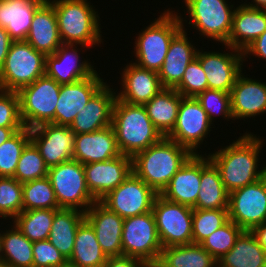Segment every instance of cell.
I'll use <instances>...</instances> for the list:
<instances>
[{"label": "cell", "instance_id": "1", "mask_svg": "<svg viewBox=\"0 0 266 267\" xmlns=\"http://www.w3.org/2000/svg\"><path fill=\"white\" fill-rule=\"evenodd\" d=\"M262 143L255 135L246 133L224 149L208 155L229 193L265 176L266 165L257 171Z\"/></svg>", "mask_w": 266, "mask_h": 267}, {"label": "cell", "instance_id": "2", "mask_svg": "<svg viewBox=\"0 0 266 267\" xmlns=\"http://www.w3.org/2000/svg\"><path fill=\"white\" fill-rule=\"evenodd\" d=\"M192 155L186 147L163 137L132 157V172L157 194H161Z\"/></svg>", "mask_w": 266, "mask_h": 267}, {"label": "cell", "instance_id": "3", "mask_svg": "<svg viewBox=\"0 0 266 267\" xmlns=\"http://www.w3.org/2000/svg\"><path fill=\"white\" fill-rule=\"evenodd\" d=\"M111 125L120 153L131 158L164 137L153 125L143 105L128 104L117 98Z\"/></svg>", "mask_w": 266, "mask_h": 267}, {"label": "cell", "instance_id": "4", "mask_svg": "<svg viewBox=\"0 0 266 267\" xmlns=\"http://www.w3.org/2000/svg\"><path fill=\"white\" fill-rule=\"evenodd\" d=\"M50 2L55 9L59 36L63 44H80L83 47H90L101 42L99 16L87 0H53Z\"/></svg>", "mask_w": 266, "mask_h": 267}, {"label": "cell", "instance_id": "5", "mask_svg": "<svg viewBox=\"0 0 266 267\" xmlns=\"http://www.w3.org/2000/svg\"><path fill=\"white\" fill-rule=\"evenodd\" d=\"M161 14L135 41V64L156 72L163 65L172 38L182 29L180 16L169 9Z\"/></svg>", "mask_w": 266, "mask_h": 267}, {"label": "cell", "instance_id": "6", "mask_svg": "<svg viewBox=\"0 0 266 267\" xmlns=\"http://www.w3.org/2000/svg\"><path fill=\"white\" fill-rule=\"evenodd\" d=\"M45 57L27 41H13L0 68V89L18 92L45 75Z\"/></svg>", "mask_w": 266, "mask_h": 267}, {"label": "cell", "instance_id": "7", "mask_svg": "<svg viewBox=\"0 0 266 267\" xmlns=\"http://www.w3.org/2000/svg\"><path fill=\"white\" fill-rule=\"evenodd\" d=\"M60 88L61 84L43 75L17 92L24 127L32 129L46 123L55 124Z\"/></svg>", "mask_w": 266, "mask_h": 267}, {"label": "cell", "instance_id": "8", "mask_svg": "<svg viewBox=\"0 0 266 267\" xmlns=\"http://www.w3.org/2000/svg\"><path fill=\"white\" fill-rule=\"evenodd\" d=\"M48 177L59 208L79 210L83 207L81 210L86 212L96 202L87 188L84 167L80 162L72 159L52 166Z\"/></svg>", "mask_w": 266, "mask_h": 267}, {"label": "cell", "instance_id": "9", "mask_svg": "<svg viewBox=\"0 0 266 267\" xmlns=\"http://www.w3.org/2000/svg\"><path fill=\"white\" fill-rule=\"evenodd\" d=\"M162 248L152 211L124 219L123 255L139 259L146 265H154Z\"/></svg>", "mask_w": 266, "mask_h": 267}, {"label": "cell", "instance_id": "10", "mask_svg": "<svg viewBox=\"0 0 266 267\" xmlns=\"http://www.w3.org/2000/svg\"><path fill=\"white\" fill-rule=\"evenodd\" d=\"M152 213L163 248L193 243V208L169 201L158 194Z\"/></svg>", "mask_w": 266, "mask_h": 267}, {"label": "cell", "instance_id": "11", "mask_svg": "<svg viewBox=\"0 0 266 267\" xmlns=\"http://www.w3.org/2000/svg\"><path fill=\"white\" fill-rule=\"evenodd\" d=\"M228 215L243 231H251L266 221V174L229 193Z\"/></svg>", "mask_w": 266, "mask_h": 267}, {"label": "cell", "instance_id": "12", "mask_svg": "<svg viewBox=\"0 0 266 267\" xmlns=\"http://www.w3.org/2000/svg\"><path fill=\"white\" fill-rule=\"evenodd\" d=\"M190 14L189 24L201 35L226 44L232 28L233 5L225 0H184Z\"/></svg>", "mask_w": 266, "mask_h": 267}, {"label": "cell", "instance_id": "13", "mask_svg": "<svg viewBox=\"0 0 266 267\" xmlns=\"http://www.w3.org/2000/svg\"><path fill=\"white\" fill-rule=\"evenodd\" d=\"M157 193L133 172L100 202L123 219L151 212Z\"/></svg>", "mask_w": 266, "mask_h": 267}, {"label": "cell", "instance_id": "14", "mask_svg": "<svg viewBox=\"0 0 266 267\" xmlns=\"http://www.w3.org/2000/svg\"><path fill=\"white\" fill-rule=\"evenodd\" d=\"M211 124L206 111L195 97H183L175 126L166 137L197 154L195 151L209 133Z\"/></svg>", "mask_w": 266, "mask_h": 267}, {"label": "cell", "instance_id": "15", "mask_svg": "<svg viewBox=\"0 0 266 267\" xmlns=\"http://www.w3.org/2000/svg\"><path fill=\"white\" fill-rule=\"evenodd\" d=\"M75 137L69 126L53 123L30 129L31 141L49 168L73 159Z\"/></svg>", "mask_w": 266, "mask_h": 267}, {"label": "cell", "instance_id": "16", "mask_svg": "<svg viewBox=\"0 0 266 267\" xmlns=\"http://www.w3.org/2000/svg\"><path fill=\"white\" fill-rule=\"evenodd\" d=\"M88 190L96 201L116 189L131 173L132 158L120 154L107 161L83 164Z\"/></svg>", "mask_w": 266, "mask_h": 267}, {"label": "cell", "instance_id": "17", "mask_svg": "<svg viewBox=\"0 0 266 267\" xmlns=\"http://www.w3.org/2000/svg\"><path fill=\"white\" fill-rule=\"evenodd\" d=\"M227 47L231 48L233 53L197 52L196 59L206 73L208 89L230 93L237 77L242 74L241 65L244 61L242 51Z\"/></svg>", "mask_w": 266, "mask_h": 267}, {"label": "cell", "instance_id": "18", "mask_svg": "<svg viewBox=\"0 0 266 267\" xmlns=\"http://www.w3.org/2000/svg\"><path fill=\"white\" fill-rule=\"evenodd\" d=\"M97 72L74 83L61 84L55 109V124L70 126L75 116L91 97L105 84Z\"/></svg>", "mask_w": 266, "mask_h": 267}, {"label": "cell", "instance_id": "19", "mask_svg": "<svg viewBox=\"0 0 266 267\" xmlns=\"http://www.w3.org/2000/svg\"><path fill=\"white\" fill-rule=\"evenodd\" d=\"M85 219L93 227L101 250L107 257L121 256L124 219L96 201L85 212Z\"/></svg>", "mask_w": 266, "mask_h": 267}, {"label": "cell", "instance_id": "20", "mask_svg": "<svg viewBox=\"0 0 266 267\" xmlns=\"http://www.w3.org/2000/svg\"><path fill=\"white\" fill-rule=\"evenodd\" d=\"M115 92L105 84L91 97L69 126L75 134L91 133L112 123Z\"/></svg>", "mask_w": 266, "mask_h": 267}, {"label": "cell", "instance_id": "21", "mask_svg": "<svg viewBox=\"0 0 266 267\" xmlns=\"http://www.w3.org/2000/svg\"><path fill=\"white\" fill-rule=\"evenodd\" d=\"M74 44H62L53 54L45 57V75L59 84H69L91 77L96 73L86 60L79 62Z\"/></svg>", "mask_w": 266, "mask_h": 267}, {"label": "cell", "instance_id": "22", "mask_svg": "<svg viewBox=\"0 0 266 267\" xmlns=\"http://www.w3.org/2000/svg\"><path fill=\"white\" fill-rule=\"evenodd\" d=\"M123 91L116 98L132 105H144L150 101L164 87L161 84L158 72L148 70L131 63L122 73Z\"/></svg>", "mask_w": 266, "mask_h": 267}, {"label": "cell", "instance_id": "23", "mask_svg": "<svg viewBox=\"0 0 266 267\" xmlns=\"http://www.w3.org/2000/svg\"><path fill=\"white\" fill-rule=\"evenodd\" d=\"M201 183V155L193 154L160 194L165 199L195 209Z\"/></svg>", "mask_w": 266, "mask_h": 267}, {"label": "cell", "instance_id": "24", "mask_svg": "<svg viewBox=\"0 0 266 267\" xmlns=\"http://www.w3.org/2000/svg\"><path fill=\"white\" fill-rule=\"evenodd\" d=\"M120 154L112 125L91 133L76 134L73 159L81 164L107 161Z\"/></svg>", "mask_w": 266, "mask_h": 267}, {"label": "cell", "instance_id": "25", "mask_svg": "<svg viewBox=\"0 0 266 267\" xmlns=\"http://www.w3.org/2000/svg\"><path fill=\"white\" fill-rule=\"evenodd\" d=\"M180 21L182 29L172 38L163 65L158 71L164 88H175L180 83L185 69L196 58L198 52L188 41L181 18Z\"/></svg>", "mask_w": 266, "mask_h": 267}, {"label": "cell", "instance_id": "26", "mask_svg": "<svg viewBox=\"0 0 266 267\" xmlns=\"http://www.w3.org/2000/svg\"><path fill=\"white\" fill-rule=\"evenodd\" d=\"M25 41L45 56L53 54L63 44L55 9L49 0L36 9Z\"/></svg>", "mask_w": 266, "mask_h": 267}, {"label": "cell", "instance_id": "27", "mask_svg": "<svg viewBox=\"0 0 266 267\" xmlns=\"http://www.w3.org/2000/svg\"><path fill=\"white\" fill-rule=\"evenodd\" d=\"M233 120L266 112V83L239 75L230 91Z\"/></svg>", "mask_w": 266, "mask_h": 267}, {"label": "cell", "instance_id": "28", "mask_svg": "<svg viewBox=\"0 0 266 267\" xmlns=\"http://www.w3.org/2000/svg\"><path fill=\"white\" fill-rule=\"evenodd\" d=\"M266 30V10L241 4L234 9L232 28L225 46L244 51Z\"/></svg>", "mask_w": 266, "mask_h": 267}, {"label": "cell", "instance_id": "29", "mask_svg": "<svg viewBox=\"0 0 266 267\" xmlns=\"http://www.w3.org/2000/svg\"><path fill=\"white\" fill-rule=\"evenodd\" d=\"M45 0H0V26L14 41L25 40L36 9Z\"/></svg>", "mask_w": 266, "mask_h": 267}, {"label": "cell", "instance_id": "30", "mask_svg": "<svg viewBox=\"0 0 266 267\" xmlns=\"http://www.w3.org/2000/svg\"><path fill=\"white\" fill-rule=\"evenodd\" d=\"M229 192L209 157L201 156V183L195 209H228Z\"/></svg>", "mask_w": 266, "mask_h": 267}, {"label": "cell", "instance_id": "31", "mask_svg": "<svg viewBox=\"0 0 266 267\" xmlns=\"http://www.w3.org/2000/svg\"><path fill=\"white\" fill-rule=\"evenodd\" d=\"M183 96L174 88H163L143 106L153 125L166 137L174 128Z\"/></svg>", "mask_w": 266, "mask_h": 267}, {"label": "cell", "instance_id": "32", "mask_svg": "<svg viewBox=\"0 0 266 267\" xmlns=\"http://www.w3.org/2000/svg\"><path fill=\"white\" fill-rule=\"evenodd\" d=\"M84 219L82 210L60 208L55 212L48 240L67 260L72 255L75 235Z\"/></svg>", "mask_w": 266, "mask_h": 267}, {"label": "cell", "instance_id": "33", "mask_svg": "<svg viewBox=\"0 0 266 267\" xmlns=\"http://www.w3.org/2000/svg\"><path fill=\"white\" fill-rule=\"evenodd\" d=\"M218 267H266V251L250 231H243L232 249L218 260Z\"/></svg>", "mask_w": 266, "mask_h": 267}, {"label": "cell", "instance_id": "34", "mask_svg": "<svg viewBox=\"0 0 266 267\" xmlns=\"http://www.w3.org/2000/svg\"><path fill=\"white\" fill-rule=\"evenodd\" d=\"M106 259L93 227L84 219L77 229L74 249L68 261L78 267H102Z\"/></svg>", "mask_w": 266, "mask_h": 267}, {"label": "cell", "instance_id": "35", "mask_svg": "<svg viewBox=\"0 0 266 267\" xmlns=\"http://www.w3.org/2000/svg\"><path fill=\"white\" fill-rule=\"evenodd\" d=\"M157 263L161 267H218V261L194 243L162 248Z\"/></svg>", "mask_w": 266, "mask_h": 267}, {"label": "cell", "instance_id": "36", "mask_svg": "<svg viewBox=\"0 0 266 267\" xmlns=\"http://www.w3.org/2000/svg\"><path fill=\"white\" fill-rule=\"evenodd\" d=\"M1 234L2 261L12 267H33V242L15 226Z\"/></svg>", "mask_w": 266, "mask_h": 267}, {"label": "cell", "instance_id": "37", "mask_svg": "<svg viewBox=\"0 0 266 267\" xmlns=\"http://www.w3.org/2000/svg\"><path fill=\"white\" fill-rule=\"evenodd\" d=\"M58 209H34L22 211L13 220L15 226L30 241H41L49 238L55 212Z\"/></svg>", "mask_w": 266, "mask_h": 267}, {"label": "cell", "instance_id": "38", "mask_svg": "<svg viewBox=\"0 0 266 267\" xmlns=\"http://www.w3.org/2000/svg\"><path fill=\"white\" fill-rule=\"evenodd\" d=\"M23 211L60 209L48 176L22 184Z\"/></svg>", "mask_w": 266, "mask_h": 267}, {"label": "cell", "instance_id": "39", "mask_svg": "<svg viewBox=\"0 0 266 267\" xmlns=\"http://www.w3.org/2000/svg\"><path fill=\"white\" fill-rule=\"evenodd\" d=\"M30 141V129L24 127L0 145V177H14L19 158Z\"/></svg>", "mask_w": 266, "mask_h": 267}, {"label": "cell", "instance_id": "40", "mask_svg": "<svg viewBox=\"0 0 266 267\" xmlns=\"http://www.w3.org/2000/svg\"><path fill=\"white\" fill-rule=\"evenodd\" d=\"M48 171L49 167L46 165L38 148L30 141L19 158L13 178L23 184L48 176Z\"/></svg>", "mask_w": 266, "mask_h": 267}, {"label": "cell", "instance_id": "41", "mask_svg": "<svg viewBox=\"0 0 266 267\" xmlns=\"http://www.w3.org/2000/svg\"><path fill=\"white\" fill-rule=\"evenodd\" d=\"M228 220V209H193V243L200 244Z\"/></svg>", "mask_w": 266, "mask_h": 267}, {"label": "cell", "instance_id": "42", "mask_svg": "<svg viewBox=\"0 0 266 267\" xmlns=\"http://www.w3.org/2000/svg\"><path fill=\"white\" fill-rule=\"evenodd\" d=\"M242 232L243 230L229 219L200 245L218 261L232 249Z\"/></svg>", "mask_w": 266, "mask_h": 267}, {"label": "cell", "instance_id": "43", "mask_svg": "<svg viewBox=\"0 0 266 267\" xmlns=\"http://www.w3.org/2000/svg\"><path fill=\"white\" fill-rule=\"evenodd\" d=\"M23 211L22 183L13 177H0V213L11 219Z\"/></svg>", "mask_w": 266, "mask_h": 267}, {"label": "cell", "instance_id": "44", "mask_svg": "<svg viewBox=\"0 0 266 267\" xmlns=\"http://www.w3.org/2000/svg\"><path fill=\"white\" fill-rule=\"evenodd\" d=\"M197 101L206 111L210 121L212 122L214 116L223 115L222 117L233 120L231 113L230 93L215 89H206L204 92L198 94Z\"/></svg>", "mask_w": 266, "mask_h": 267}, {"label": "cell", "instance_id": "45", "mask_svg": "<svg viewBox=\"0 0 266 267\" xmlns=\"http://www.w3.org/2000/svg\"><path fill=\"white\" fill-rule=\"evenodd\" d=\"M205 74L200 62L195 58L188 64L182 80L174 89L183 97H196L208 89Z\"/></svg>", "mask_w": 266, "mask_h": 267}, {"label": "cell", "instance_id": "46", "mask_svg": "<svg viewBox=\"0 0 266 267\" xmlns=\"http://www.w3.org/2000/svg\"><path fill=\"white\" fill-rule=\"evenodd\" d=\"M0 127H24L17 92L0 89Z\"/></svg>", "mask_w": 266, "mask_h": 267}, {"label": "cell", "instance_id": "47", "mask_svg": "<svg viewBox=\"0 0 266 267\" xmlns=\"http://www.w3.org/2000/svg\"><path fill=\"white\" fill-rule=\"evenodd\" d=\"M32 252L33 267H59L68 261L48 239L33 242Z\"/></svg>", "mask_w": 266, "mask_h": 267}, {"label": "cell", "instance_id": "48", "mask_svg": "<svg viewBox=\"0 0 266 267\" xmlns=\"http://www.w3.org/2000/svg\"><path fill=\"white\" fill-rule=\"evenodd\" d=\"M146 264L136 258L121 255L107 257L106 262L102 267H145Z\"/></svg>", "mask_w": 266, "mask_h": 267}, {"label": "cell", "instance_id": "49", "mask_svg": "<svg viewBox=\"0 0 266 267\" xmlns=\"http://www.w3.org/2000/svg\"><path fill=\"white\" fill-rule=\"evenodd\" d=\"M242 53L244 58L247 54L250 55L252 53L254 54L253 56L257 55L266 60V30L249 44Z\"/></svg>", "mask_w": 266, "mask_h": 267}, {"label": "cell", "instance_id": "50", "mask_svg": "<svg viewBox=\"0 0 266 267\" xmlns=\"http://www.w3.org/2000/svg\"><path fill=\"white\" fill-rule=\"evenodd\" d=\"M14 40L9 36L5 28L0 26V68L3 66L5 58Z\"/></svg>", "mask_w": 266, "mask_h": 267}, {"label": "cell", "instance_id": "51", "mask_svg": "<svg viewBox=\"0 0 266 267\" xmlns=\"http://www.w3.org/2000/svg\"><path fill=\"white\" fill-rule=\"evenodd\" d=\"M250 232L254 235L259 245L266 251V221L254 227Z\"/></svg>", "mask_w": 266, "mask_h": 267}, {"label": "cell", "instance_id": "52", "mask_svg": "<svg viewBox=\"0 0 266 267\" xmlns=\"http://www.w3.org/2000/svg\"><path fill=\"white\" fill-rule=\"evenodd\" d=\"M24 127H0V145Z\"/></svg>", "mask_w": 266, "mask_h": 267}, {"label": "cell", "instance_id": "53", "mask_svg": "<svg viewBox=\"0 0 266 267\" xmlns=\"http://www.w3.org/2000/svg\"><path fill=\"white\" fill-rule=\"evenodd\" d=\"M255 4H244L243 3V5L244 6H247V7H249V8H253V9H264V10H266V0H254L253 1Z\"/></svg>", "mask_w": 266, "mask_h": 267}, {"label": "cell", "instance_id": "54", "mask_svg": "<svg viewBox=\"0 0 266 267\" xmlns=\"http://www.w3.org/2000/svg\"><path fill=\"white\" fill-rule=\"evenodd\" d=\"M59 267H78L72 263H70L69 261H67L65 264H63L62 266H59Z\"/></svg>", "mask_w": 266, "mask_h": 267}, {"label": "cell", "instance_id": "55", "mask_svg": "<svg viewBox=\"0 0 266 267\" xmlns=\"http://www.w3.org/2000/svg\"><path fill=\"white\" fill-rule=\"evenodd\" d=\"M0 267H12V266L7 264L6 262L0 261Z\"/></svg>", "mask_w": 266, "mask_h": 267}, {"label": "cell", "instance_id": "56", "mask_svg": "<svg viewBox=\"0 0 266 267\" xmlns=\"http://www.w3.org/2000/svg\"><path fill=\"white\" fill-rule=\"evenodd\" d=\"M0 261H2V254H1V233H0Z\"/></svg>", "mask_w": 266, "mask_h": 267}, {"label": "cell", "instance_id": "57", "mask_svg": "<svg viewBox=\"0 0 266 267\" xmlns=\"http://www.w3.org/2000/svg\"><path fill=\"white\" fill-rule=\"evenodd\" d=\"M155 267H161L158 263L154 264Z\"/></svg>", "mask_w": 266, "mask_h": 267}, {"label": "cell", "instance_id": "58", "mask_svg": "<svg viewBox=\"0 0 266 267\" xmlns=\"http://www.w3.org/2000/svg\"><path fill=\"white\" fill-rule=\"evenodd\" d=\"M145 267H155L154 265H146Z\"/></svg>", "mask_w": 266, "mask_h": 267}]
</instances>
